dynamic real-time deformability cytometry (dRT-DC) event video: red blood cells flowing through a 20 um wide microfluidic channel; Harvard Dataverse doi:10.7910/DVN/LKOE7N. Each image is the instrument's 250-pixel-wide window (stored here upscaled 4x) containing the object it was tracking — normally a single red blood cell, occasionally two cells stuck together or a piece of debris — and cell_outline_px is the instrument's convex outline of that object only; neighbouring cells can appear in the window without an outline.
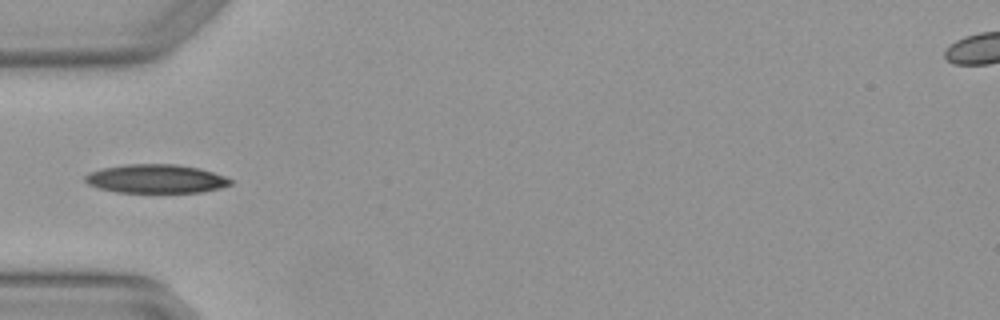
{"species": "Egyptian fruit bat (a non-hibernating species)", "species_latin": "Rousettus aegyptiacus", "temperature_condition": "warm", "stored_images_in_passage": 5, "camera_frame_rate_fps": 3000, "um_per_image_px": 0.085, "animal": {"sex": "female"}, "frame": {"image": 1, "passage_image": 4, "time_ms": 1.0, "image_size_px": [1000, 320], "cell_outline_px": [[232, 184], [220, 188], [200, 192], [116, 192], [100, 188], [88, 184], [84, 180], [84, 176], [88, 172], [100, 168], [124, 164], [176, 164], [200, 168], [224, 176], [232, 180]], "centroid_in_image_um": [13.22, 15.18], "position_along_channel_um": 71.8, "area_um2": 24.39}}
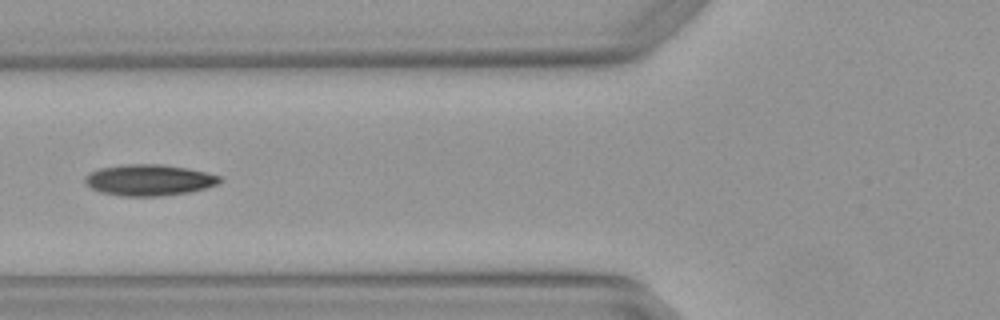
{"frame": {"image": 2, "passage_image": 5, "time_ms": 1.333, "image_size_px": [1000, 320], "cell_outline_px": [[220, 180], [216, 184], [192, 192], [160, 196], [124, 196], [100, 192], [92, 188], [84, 180], [84, 176], [100, 168], [124, 164], [160, 164], [188, 168], [220, 176]], "centroid_in_image_um": [12.66, 15.3], "position_along_channel_um": 113.1, "area_um2": 24.28}}